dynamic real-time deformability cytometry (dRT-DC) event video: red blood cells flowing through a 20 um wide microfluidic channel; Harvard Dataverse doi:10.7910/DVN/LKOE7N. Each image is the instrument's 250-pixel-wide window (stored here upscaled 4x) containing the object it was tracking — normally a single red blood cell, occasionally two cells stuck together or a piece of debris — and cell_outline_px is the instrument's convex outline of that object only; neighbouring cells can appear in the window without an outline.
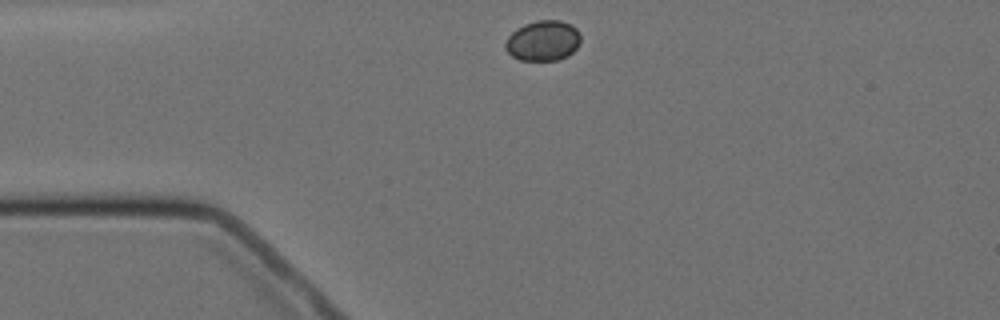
{"species": "Egyptian fruit bat (a non-hibernating species)", "species_latin": "Rousettus aegyptiacus", "temperature_condition": "cold", "stored_images_in_passage": 2, "camera_frame_rate_fps": 3000, "um_per_image_px": 0.085, "animal": {"sex": "female"}, "frame": {"image": 1, "passage_image": 1, "time_ms": 0.0, "image_size_px": [1000, 320], "cell_outline_px": [[580, 44], [568, 56], [560, 60], [520, 60], [512, 56], [504, 48], [504, 44], [508, 36], [516, 28], [524, 24], [536, 20], [560, 20], [572, 24], [580, 32]], "centroid_in_image_um": [46.16, 3.45], "position_along_channel_um": 38.8, "area_um2": 17.98}}